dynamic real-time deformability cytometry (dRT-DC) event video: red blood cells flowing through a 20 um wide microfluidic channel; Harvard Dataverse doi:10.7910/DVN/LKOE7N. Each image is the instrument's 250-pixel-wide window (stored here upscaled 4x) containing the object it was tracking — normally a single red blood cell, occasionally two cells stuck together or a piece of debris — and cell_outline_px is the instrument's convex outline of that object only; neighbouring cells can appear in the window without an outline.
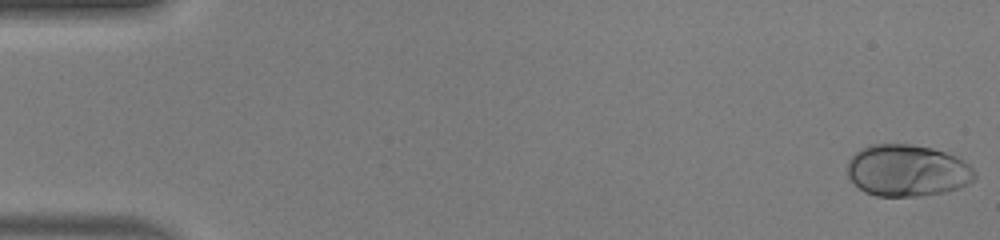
{"species": "human", "species_latin": "Homo sapiens", "temperature_condition": "warm", "stored_images_in_passage": 9, "camera_frame_rate_fps": 3000, "um_per_image_px": 0.085, "donor": {"sex": "male"}, "frame": {"image": 1, "passage_image": 1, "time_ms": 0.0, "image_size_px": [1000, 240], "cell_outline_px": [[976, 176], [968, 184], [960, 188], [944, 192], [924, 196], [876, 196], [864, 192], [848, 176], [848, 160], [860, 148], [868, 144], [912, 144], [932, 148], [956, 156], [968, 164], [976, 172]], "centroid_in_image_um": [77.12, 14.49], "position_along_channel_um": 7.9, "area_um2": 38.61}}